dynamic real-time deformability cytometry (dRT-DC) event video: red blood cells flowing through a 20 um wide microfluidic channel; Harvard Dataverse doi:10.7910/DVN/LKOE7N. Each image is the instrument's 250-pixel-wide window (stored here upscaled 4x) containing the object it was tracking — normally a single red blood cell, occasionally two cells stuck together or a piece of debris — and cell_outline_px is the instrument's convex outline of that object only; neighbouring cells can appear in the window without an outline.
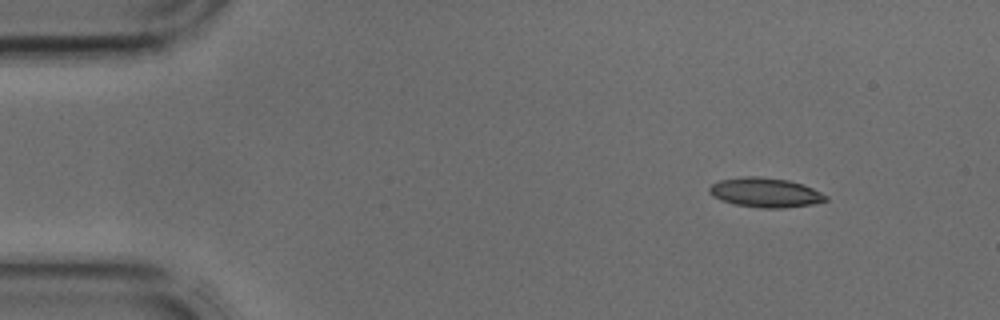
{"species": "common noctule bat (a hibernating species)", "species_latin": "Nyctalus noctula", "temperature_condition": "cold", "stored_images_in_passage": 38, "camera_frame_rate_fps": 3000, "um_per_image_px": 0.085, "animal": {"sex": "male", "body_mass_g": 17.9, "forearm_length_mm": 54.2}, "frame": {"image": 1, "passage_image": 1, "time_ms": 0.0, "image_size_px": [1000, 320], "cell_outline_px": [[828, 200], [812, 204], [784, 208], [760, 208], [736, 204], [720, 200], [712, 196], [708, 192], [708, 188], [712, 184], [720, 180], [744, 176], [760, 176], [788, 180], [804, 184], [828, 196]], "centroid_in_image_um": [65.04, 16.36], "position_along_channel_um": 20.0, "area_um2": 20.11}}
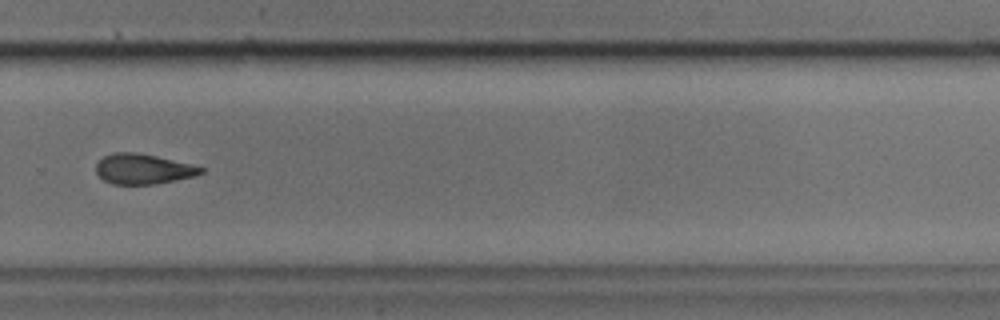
{"frame": {"image": 2, "passage_image": 25, "time_ms": 8.0, "image_size_px": [1000, 320], "cell_outline_px": [[204, 172], [196, 176], [156, 184], [112, 184], [104, 180], [96, 172], [96, 164], [104, 156], [112, 152], [136, 152], [156, 156], [192, 164], [204, 168]], "centroid_in_image_um": [12.18, 14.36], "position_along_channel_um": 317.6, "area_um2": 18.5}}
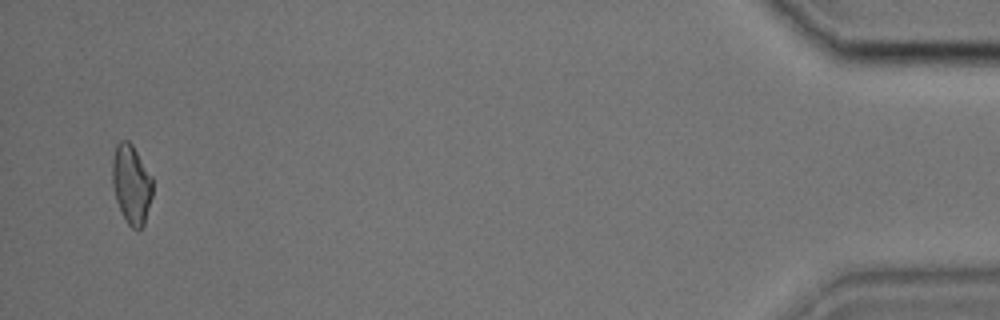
{"frame": {"image": 3, "passage_image": 37, "time_ms": 12.0, "image_size_px": [1000, 320], "cell_outline_px": [[152, 196], [144, 224], [136, 232], [128, 224], [116, 200], [112, 184], [112, 160], [116, 144], [120, 140], [128, 140], [132, 144], [152, 176]], "centroid_in_image_um": [11.16, 15.64], "position_along_channel_um": 424.0, "area_um2": 18.61}}